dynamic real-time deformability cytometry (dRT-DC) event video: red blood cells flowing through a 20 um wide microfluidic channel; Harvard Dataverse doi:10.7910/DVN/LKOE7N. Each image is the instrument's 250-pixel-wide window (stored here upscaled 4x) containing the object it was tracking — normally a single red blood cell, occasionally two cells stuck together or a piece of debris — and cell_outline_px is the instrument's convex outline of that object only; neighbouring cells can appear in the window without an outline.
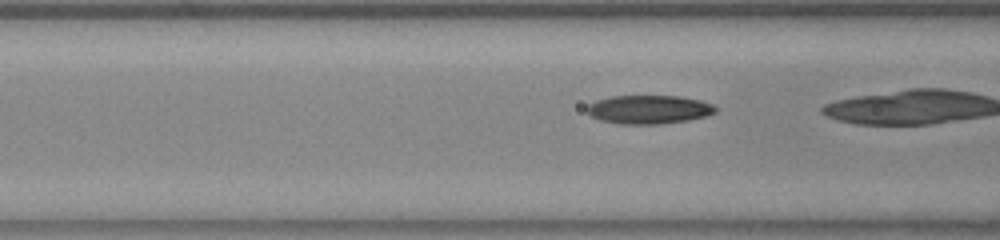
{"species": "common noctule bat (a hibernating species)", "species_latin": "Nyctalus noctula", "temperature_condition": "warm", "stored_images_in_passage": 39, "camera_frame_rate_fps": 3000, "um_per_image_px": 0.085, "animal": {"sex": "female", "body_mass_g": 23.0, "forearm_length_mm": 53.4}, "frame": {"image": 1, "passage_image": 19, "time_ms": 6.0, "image_size_px": [1000, 240], "cell_outline_px": [[716, 112], [704, 116], [688, 120], [656, 124], [620, 124], [600, 120], [592, 116], [584, 108], [588, 104], [596, 100], [612, 96], [680, 96], [700, 100], [712, 104], [716, 108]], "centroid_in_image_um": [55.12, 9.3], "position_along_channel_um": 111.5, "area_um2": 21.39}}